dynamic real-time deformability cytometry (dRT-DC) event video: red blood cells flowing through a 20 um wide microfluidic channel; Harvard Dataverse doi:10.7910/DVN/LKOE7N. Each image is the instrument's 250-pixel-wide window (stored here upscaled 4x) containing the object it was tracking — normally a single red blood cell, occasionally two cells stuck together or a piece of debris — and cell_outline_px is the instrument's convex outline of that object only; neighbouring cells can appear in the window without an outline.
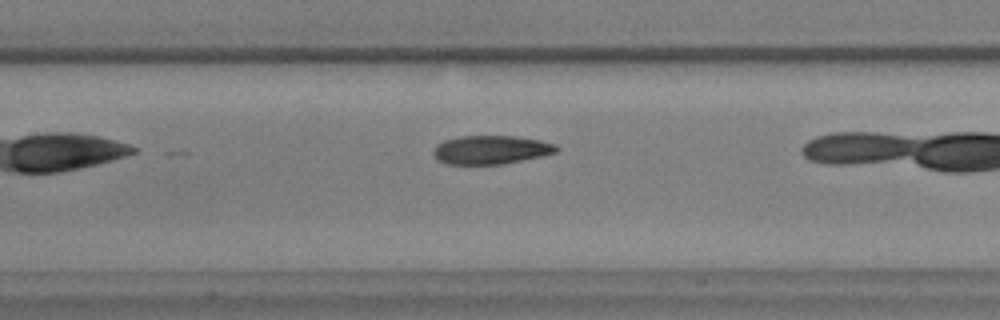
{"species": "common noctule bat (a hibernating species)", "species_latin": "Nyctalus noctula", "temperature_condition": "warm", "stored_images_in_passage": 18, "camera_frame_rate_fps": 3000, "um_per_image_px": 0.085, "animal": {"sex": "male", "body_mass_g": 17.9, "forearm_length_mm": 54.2}, "frame": {"image": 1, "passage_image": 6, "time_ms": 1.667, "image_size_px": [1000, 320], "cell_outline_px": [[560, 148], [556, 152], [540, 156], [504, 164], [448, 164], [436, 160], [432, 152], [436, 144], [444, 140], [460, 136], [512, 136], [540, 140], [556, 144]], "centroid_in_image_um": [41.7, 12.73], "position_along_channel_um": 165.7, "area_um2": 20.58}}